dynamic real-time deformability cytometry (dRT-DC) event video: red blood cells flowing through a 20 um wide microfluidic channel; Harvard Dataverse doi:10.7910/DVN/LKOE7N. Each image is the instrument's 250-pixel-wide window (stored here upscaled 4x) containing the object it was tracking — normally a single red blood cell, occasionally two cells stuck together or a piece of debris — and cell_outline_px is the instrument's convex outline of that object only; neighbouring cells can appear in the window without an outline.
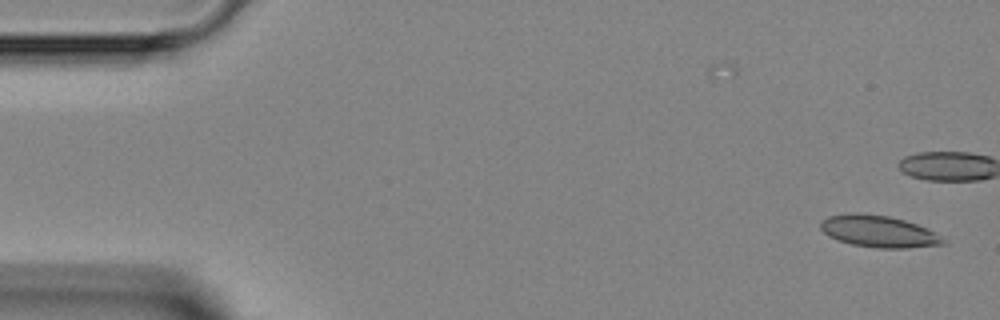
{"species": "Egyptian fruit bat (a non-hibernating species)", "species_latin": "Rousettus aegyptiacus", "temperature_condition": "room temperature", "stored_images_in_passage": 36, "camera_frame_rate_fps": 3000, "um_per_image_px": 0.085, "animal": {"sex": "female"}, "frame": {"image": 1, "passage_image": 1, "time_ms": 0.0, "image_size_px": [1000, 320], "cell_outline_px": [[948, 244], [908, 248], [876, 248], [852, 244], [828, 236], [820, 228], [820, 220], [828, 216], [856, 212], [888, 216], [904, 220], [916, 224], [940, 236]], "centroid_in_image_um": [74.65, 19.67], "position_along_channel_um": 10.3, "area_um2": 22.54}}